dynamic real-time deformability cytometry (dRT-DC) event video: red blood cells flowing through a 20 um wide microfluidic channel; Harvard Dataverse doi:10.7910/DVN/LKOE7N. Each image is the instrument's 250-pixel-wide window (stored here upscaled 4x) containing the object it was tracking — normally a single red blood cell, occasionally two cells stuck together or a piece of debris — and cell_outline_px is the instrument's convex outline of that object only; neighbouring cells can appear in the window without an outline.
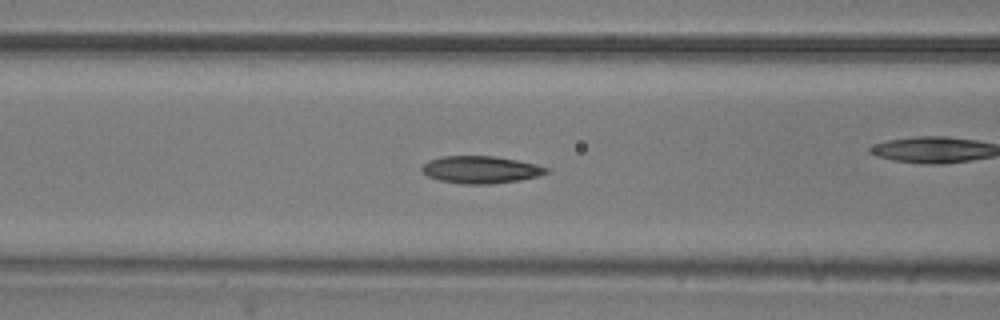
{"species": "common noctule bat (a hibernating species)", "species_latin": "Nyctalus noctula", "temperature_condition": "room temperature", "stored_images_in_passage": 46, "camera_frame_rate_fps": 3000, "um_per_image_px": 0.085, "animal": {"sex": "male", "body_mass_g": 20.5, "forearm_length_mm": 52.5}, "frame": {"image": 1, "passage_image": 13, "time_ms": 4.0, "image_size_px": [1000, 320], "cell_outline_px": [[548, 172], [536, 176], [520, 180], [488, 184], [464, 184], [440, 180], [428, 176], [420, 168], [428, 160], [444, 156], [492, 156], [516, 160], [536, 164], [548, 168]], "centroid_in_image_um": [40.84, 14.42], "position_along_channel_um": 125.8, "area_um2": 19.54}}
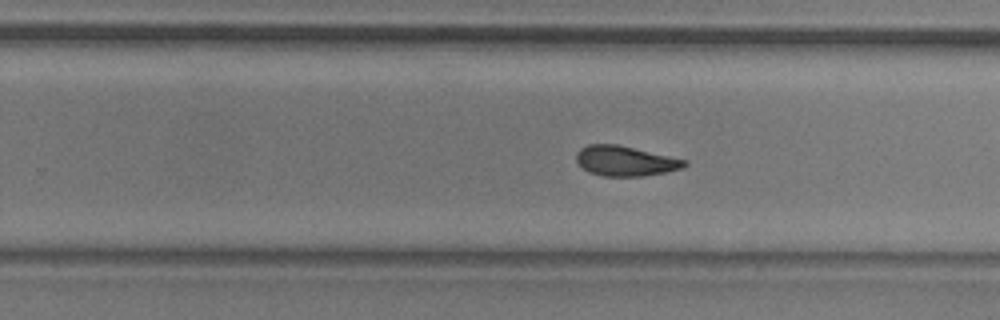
{"frame": {"image": 2, "passage_image": 25, "time_ms": 8.0, "image_size_px": [1000, 320], "cell_outline_px": [[688, 164], [684, 168], [644, 176], [604, 176], [588, 172], [576, 160], [576, 152], [580, 148], [588, 144], [616, 144], [688, 160]], "centroid_in_image_um": [53.16, 13.68], "position_along_channel_um": 276.6, "area_um2": 18.9}}
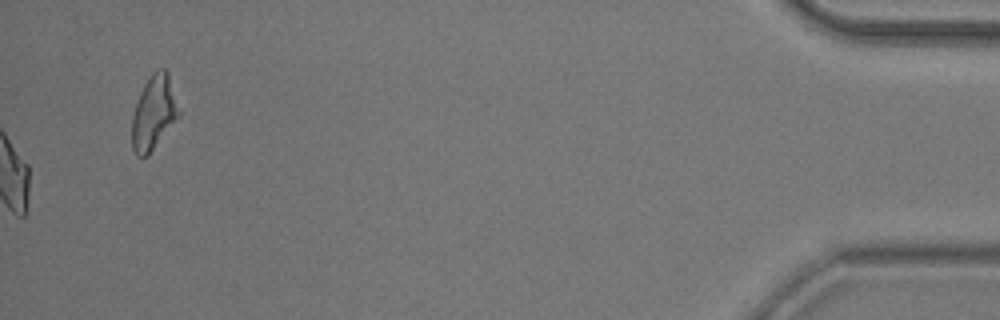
{"frame": {"image": 3, "passage_image": 46, "time_ms": 15.0, "image_size_px": [1000, 320], "cell_outline_px": [[180, 116], [148, 156], [136, 156], [132, 148], [132, 116], [140, 92], [144, 84], [152, 72], [156, 68], [164, 68], [168, 72], [180, 112]], "centroid_in_image_um": [13.07, 9.58], "position_along_channel_um": 422.1, "area_um2": 20.35}, "authors_computed_cell_mechanics": {"area_um2": 19.3341, "velocity_mm_per_s": 3.7724, "shape_relaxation_time_tau1_ms": 6.1635, "shape_relaxation_time_tau2_ms": 2.6387, "deformation_change_tau1": 0.1687, "deformation_change_tau2": 0.0953}}